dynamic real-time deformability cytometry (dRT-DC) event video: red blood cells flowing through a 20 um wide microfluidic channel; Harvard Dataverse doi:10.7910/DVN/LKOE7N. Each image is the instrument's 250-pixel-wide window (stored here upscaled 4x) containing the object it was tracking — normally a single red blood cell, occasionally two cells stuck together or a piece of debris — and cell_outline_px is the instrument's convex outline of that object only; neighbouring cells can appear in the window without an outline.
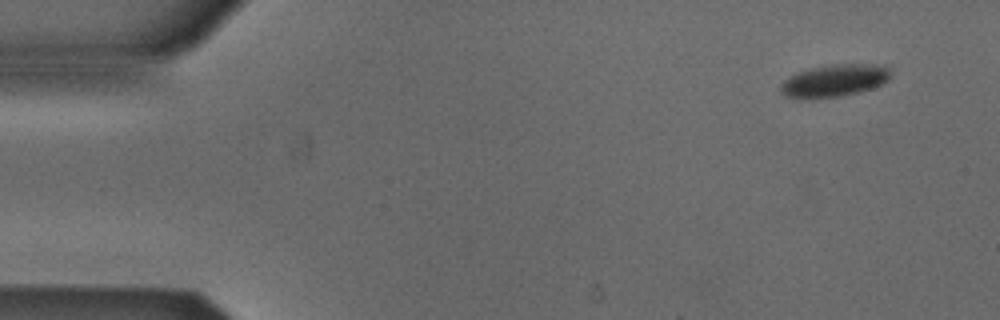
{"species": "Egyptian fruit bat (a non-hibernating species)", "species_latin": "Rousettus aegyptiacus", "temperature_condition": "cold", "stored_images_in_passage": 50, "camera_frame_rate_fps": 3000, "um_per_image_px": 0.085, "animal": {"sex": "male"}, "frame": {"image": 1, "passage_image": 1, "time_ms": 0.0, "image_size_px": [1000, 320], "cell_outline_px": [[892, 76], [888, 80], [872, 88], [840, 96], [808, 100], [800, 100], [784, 96], [780, 92], [780, 84], [784, 80], [796, 72], [808, 68], [832, 64], [884, 64], [892, 72]], "centroid_in_image_um": [70.87, 6.86], "position_along_channel_um": 14.1, "area_um2": 21.27}}
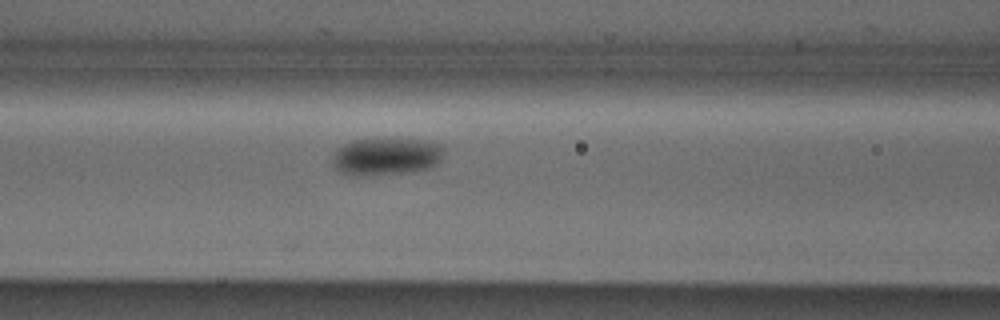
{"frame": {"image": 2, "passage_image": 19, "time_ms": 6.0, "image_size_px": [1000, 320], "cell_outline_px": [[444, 152], [440, 160], [432, 168], [404, 172], [360, 176], [352, 176], [340, 172], [332, 164], [332, 156], [336, 148], [352, 140], [424, 140], [444, 144]], "centroid_in_image_um": [32.82, 13.31], "position_along_channel_um": 133.8, "area_um2": 24.28}}
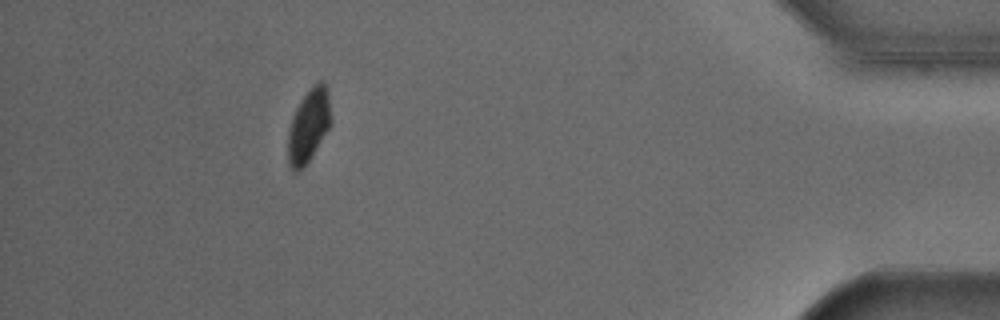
{"frame": {"image": 3, "passage_image": 45, "time_ms": 14.667, "image_size_px": [1000, 320], "cell_outline_px": [[332, 124], [312, 156], [296, 172], [288, 164], [288, 132], [292, 116], [300, 100], [312, 84], [320, 80], [324, 84], [328, 92], [332, 120]], "centroid_in_image_um": [26.25, 10.63], "position_along_channel_um": 408.9, "area_um2": 18.38}}